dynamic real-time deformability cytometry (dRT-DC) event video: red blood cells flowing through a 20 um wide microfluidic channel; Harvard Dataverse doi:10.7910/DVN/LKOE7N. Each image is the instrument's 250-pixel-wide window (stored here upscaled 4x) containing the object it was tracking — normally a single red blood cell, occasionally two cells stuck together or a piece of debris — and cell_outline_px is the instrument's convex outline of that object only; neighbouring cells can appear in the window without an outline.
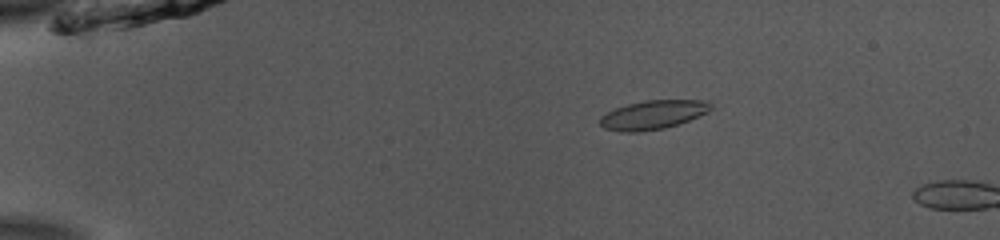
{"species": "common noctule bat (a hibernating species)", "species_latin": "Nyctalus noctula", "temperature_condition": "room temperature", "stored_images_in_passage": 13, "camera_frame_rate_fps": 3000, "um_per_image_px": 0.085, "animal": {"sex": "male", "body_mass_g": 13.0, "forearm_length_mm": 53.1}, "frame": {"image": 1, "passage_image": 11, "time_ms": 3.333, "image_size_px": [1000, 240], "cell_outline_px": [[712, 108], [708, 112], [700, 116], [680, 124], [664, 128], [640, 132], [620, 132], [604, 128], [600, 124], [600, 116], [616, 108], [628, 104], [644, 100], [712, 100]], "centroid_in_image_um": [55.55, 9.75], "position_along_channel_um": 29.4, "area_um2": 18.9}}